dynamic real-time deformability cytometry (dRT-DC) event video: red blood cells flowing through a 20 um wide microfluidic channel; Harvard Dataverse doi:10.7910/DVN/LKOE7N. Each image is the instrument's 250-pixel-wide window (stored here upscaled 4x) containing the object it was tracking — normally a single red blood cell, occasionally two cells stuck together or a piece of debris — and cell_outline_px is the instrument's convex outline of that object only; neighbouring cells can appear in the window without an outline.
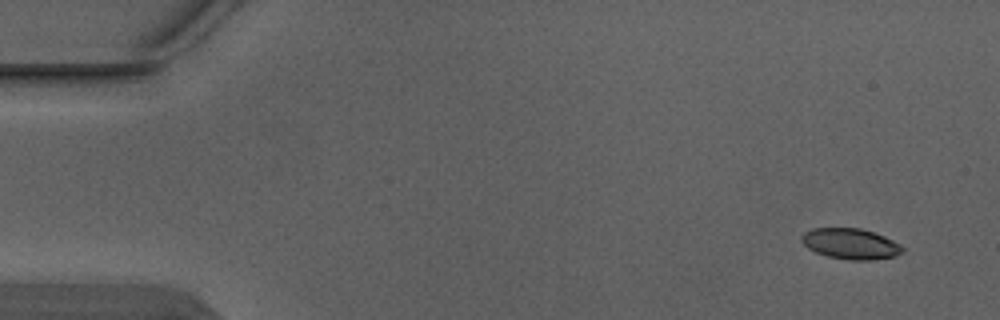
{"species": "Egyptian fruit bat (a non-hibernating species)", "species_latin": "Rousettus aegyptiacus", "temperature_condition": "warm", "stored_images_in_passage": 3, "camera_frame_rate_fps": 3000, "um_per_image_px": 0.085, "animal": {"sex": "male"}, "frame": {"image": 1, "passage_image": 1, "time_ms": 0.0, "image_size_px": [1000, 320], "cell_outline_px": [[904, 252], [892, 256], [872, 260], [848, 260], [828, 256], [816, 252], [808, 248], [800, 240], [800, 236], [804, 232], [812, 228], [860, 228], [884, 236], [900, 244], [904, 248]], "centroid_in_image_um": [72.28, 20.72], "position_along_channel_um": 12.7, "area_um2": 18.03}}